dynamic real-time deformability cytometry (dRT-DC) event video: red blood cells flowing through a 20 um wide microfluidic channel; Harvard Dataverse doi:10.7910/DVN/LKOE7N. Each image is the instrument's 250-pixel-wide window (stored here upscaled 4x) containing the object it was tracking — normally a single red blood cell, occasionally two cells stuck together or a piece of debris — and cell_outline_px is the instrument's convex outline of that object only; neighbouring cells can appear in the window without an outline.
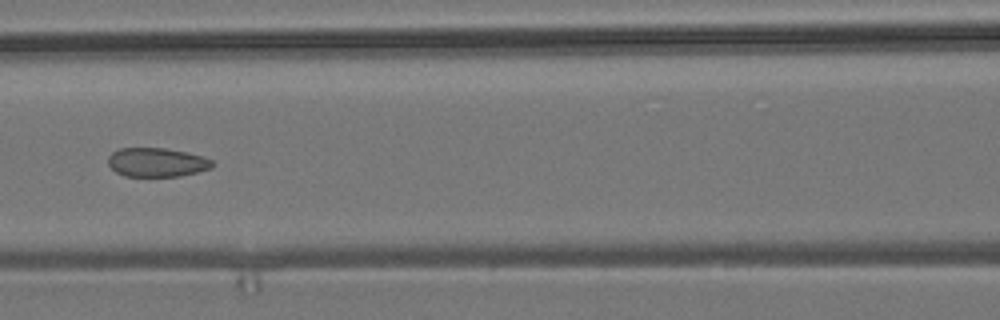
{"species": "common noctule bat (a hibernating species)", "species_latin": "Nyctalus noctula", "temperature_condition": "room temperature", "stored_images_in_passage": 9, "camera_frame_rate_fps": 3000, "um_per_image_px": 0.085, "animal": {"sex": "male", "body_mass_g": 19.2, "forearm_length_mm": 51.8}, "frame": {"image": 1, "passage_image": 6, "time_ms": 6.0, "image_size_px": [1000, 320], "cell_outline_px": [[212, 168], [180, 176], [124, 176], [116, 172], [108, 164], [108, 156], [112, 152], [120, 148], [164, 148], [204, 156], [212, 160]], "centroid_in_image_um": [13.31, 13.8], "position_along_channel_um": 153.3, "area_um2": 17.51}}
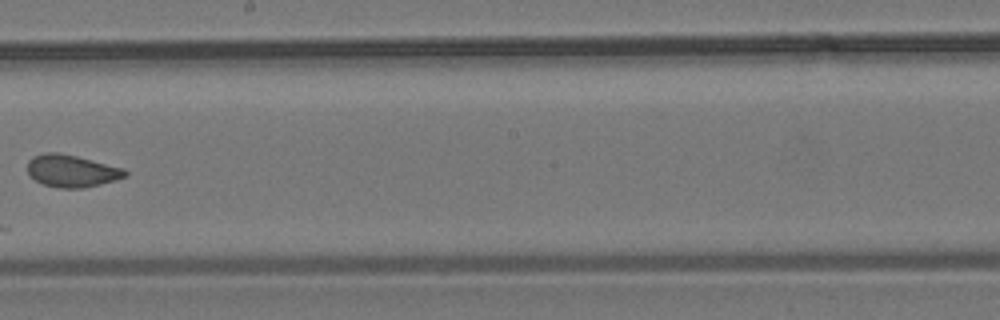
{"frame": {"image": 2, "passage_image": 8, "time_ms": 8.333, "image_size_px": [1000, 320], "cell_outline_px": [[128, 176], [116, 180], [84, 188], [60, 188], [44, 184], [36, 180], [28, 172], [28, 160], [32, 156], [44, 152], [56, 152], [76, 156], [124, 168], [128, 172]], "centroid_in_image_um": [6.11, 14.52], "position_along_channel_um": 242.1, "area_um2": 18.32}}
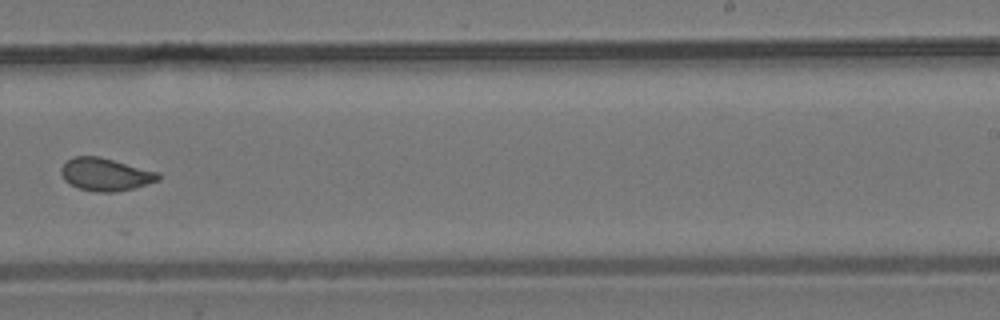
{"frame": {"image": 3, "passage_image": 9, "time_ms": 9.333, "image_size_px": [1000, 320], "cell_outline_px": [[160, 180], [136, 188], [116, 192], [96, 192], [80, 188], [64, 180], [60, 172], [60, 168], [72, 156], [100, 156], [160, 172]], "centroid_in_image_um": [9.0, 14.82], "position_along_channel_um": 280.0, "area_um2": 18.73}}